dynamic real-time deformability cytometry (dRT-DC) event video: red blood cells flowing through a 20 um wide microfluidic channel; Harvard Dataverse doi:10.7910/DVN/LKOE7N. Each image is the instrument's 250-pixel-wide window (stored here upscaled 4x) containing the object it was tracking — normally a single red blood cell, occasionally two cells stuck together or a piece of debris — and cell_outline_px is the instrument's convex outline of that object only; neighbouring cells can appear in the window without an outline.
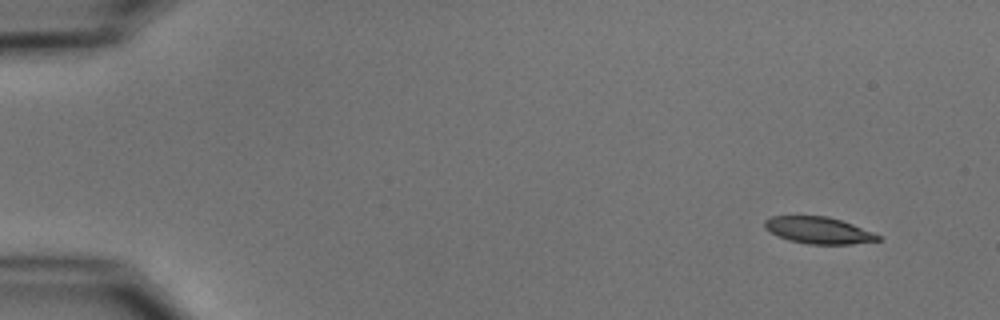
{"species": "common noctule bat (a hibernating species)", "species_latin": "Nyctalus noctula", "temperature_condition": "cold", "stored_images_in_passage": 7, "camera_frame_rate_fps": 3000, "um_per_image_px": 0.085, "animal": {"sex": "male", "body_mass_g": 15.6}, "frame": {"image": 1, "passage_image": 1, "time_ms": 0.0, "image_size_px": [1000, 320], "cell_outline_px": [[880, 240], [852, 244], [808, 244], [788, 240], [776, 236], [764, 228], [764, 220], [772, 216], [828, 216], [852, 224], [872, 232], [880, 236]], "centroid_in_image_um": [69.52, 19.58], "position_along_channel_um": 15.5, "area_um2": 17.63}}
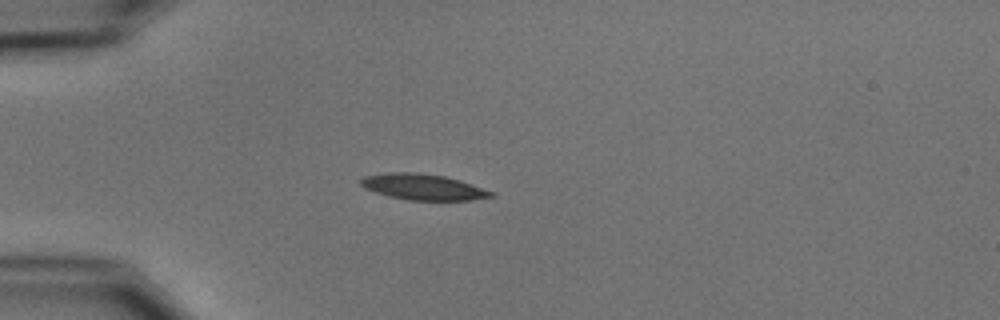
{"frame": {"image": 2, "passage_image": 4, "time_ms": 3.667, "image_size_px": [1000, 320], "cell_outline_px": [[496, 196], [472, 200], [408, 200], [388, 196], [364, 188], [360, 184], [360, 180], [364, 176], [388, 172], [416, 172], [444, 176], [460, 180], [496, 192]], "centroid_in_image_um": [35.99, 15.89], "position_along_channel_um": 49.0, "area_um2": 19.83}}